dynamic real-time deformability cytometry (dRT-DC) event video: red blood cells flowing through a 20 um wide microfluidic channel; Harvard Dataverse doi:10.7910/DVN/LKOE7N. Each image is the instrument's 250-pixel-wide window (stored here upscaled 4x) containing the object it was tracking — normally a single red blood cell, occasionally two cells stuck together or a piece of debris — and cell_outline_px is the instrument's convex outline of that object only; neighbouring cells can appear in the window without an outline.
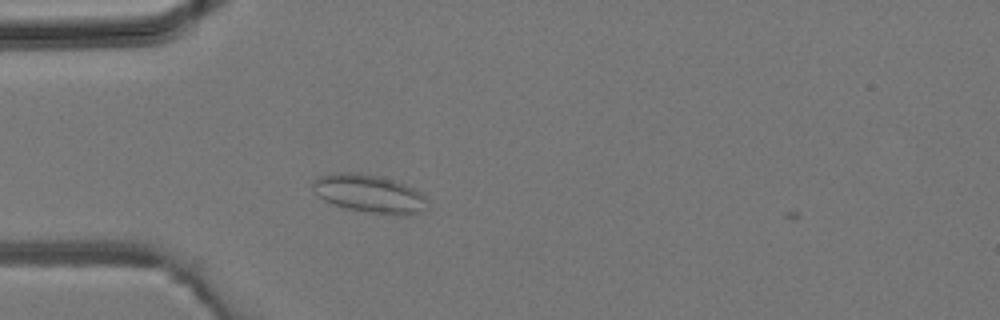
{"species": "common noctule bat (a hibernating species)", "species_latin": "Nyctalus noctula", "temperature_condition": "room temperature", "stored_images_in_passage": 4, "camera_frame_rate_fps": 3000, "um_per_image_px": 0.085, "animal": {"sex": "male", "body_mass_g": 19.2, "forearm_length_mm": 51.8}, "frame": {"image": 1, "passage_image": 3, "time_ms": 0.667, "image_size_px": [1000, 320], "cell_outline_px": [[424, 212], [404, 216], [372, 212], [344, 208], [332, 204], [324, 200], [312, 188], [312, 184], [320, 176], [340, 172], [356, 172], [376, 176], [392, 180], [404, 184], [420, 192], [424, 196]], "centroid_in_image_um": [31.38, 16.47], "position_along_channel_um": 53.6, "area_um2": 24.97}}